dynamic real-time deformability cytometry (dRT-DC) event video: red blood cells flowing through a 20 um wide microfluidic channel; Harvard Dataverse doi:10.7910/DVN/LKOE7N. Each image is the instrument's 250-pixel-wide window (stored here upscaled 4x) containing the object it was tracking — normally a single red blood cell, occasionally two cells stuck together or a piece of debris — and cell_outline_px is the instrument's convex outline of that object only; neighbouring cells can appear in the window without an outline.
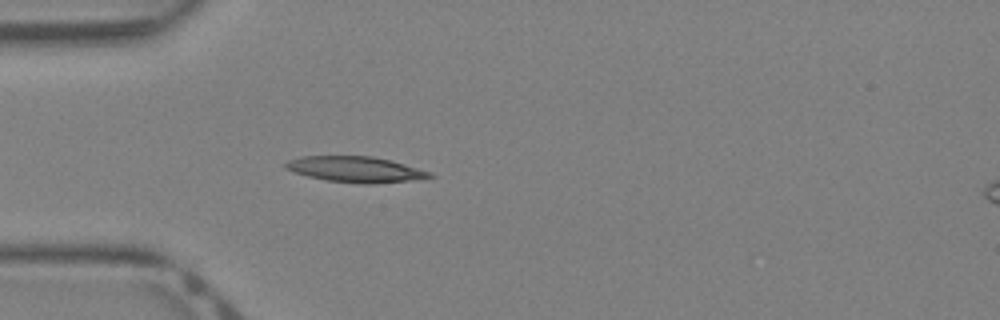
{"species": "Egyptian fruit bat (a non-hibernating species)", "species_latin": "Rousettus aegyptiacus", "temperature_condition": "warm", "stored_images_in_passage": 29, "camera_frame_rate_fps": 3000, "um_per_image_px": 0.085, "animal": {"sex": "female"}, "frame": {"image": 1, "passage_image": 4, "time_ms": 1.0, "image_size_px": [1000, 320], "cell_outline_px": [[432, 176], [408, 180], [368, 184], [364, 184], [328, 180], [308, 176], [284, 168], [284, 164], [288, 160], [300, 156], [372, 156], [392, 160], [432, 172]], "centroid_in_image_um": [30.18, 14.37], "position_along_channel_um": 54.8, "area_um2": 21.33}}
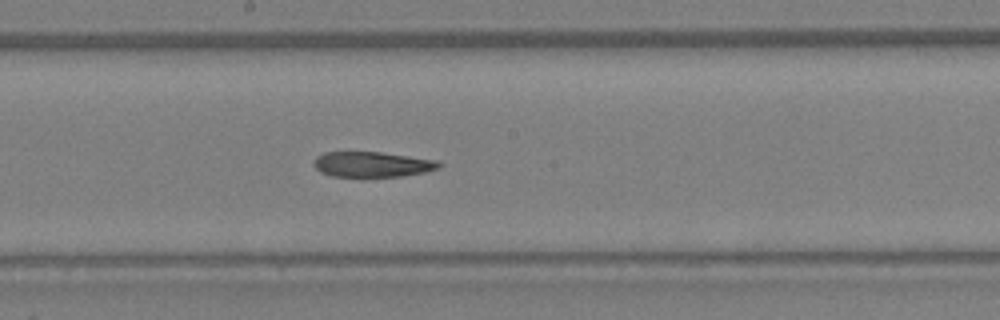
{"frame": {"image": 2, "passage_image": 14, "time_ms": 4.333, "image_size_px": [1000, 320], "cell_outline_px": [[440, 164], [436, 168], [424, 172], [400, 176], [332, 176], [320, 172], [312, 164], [316, 156], [324, 152], [380, 152], [436, 160]], "centroid_in_image_um": [31.55, 13.96], "position_along_channel_um": 216.6, "area_um2": 18.15}}
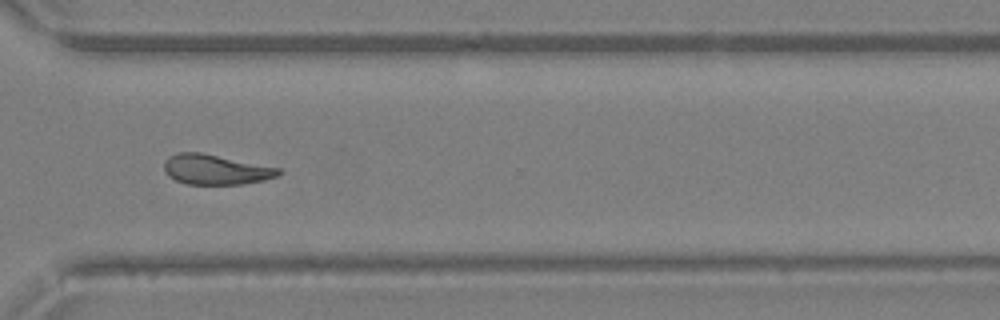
{"frame": {"image": 3, "passage_image": 22, "time_ms": 7.0, "image_size_px": [1000, 320], "cell_outline_px": [[284, 172], [276, 176], [264, 180], [240, 184], [188, 184], [176, 180], [168, 176], [164, 168], [164, 160], [168, 156], [176, 152], [200, 152], [280, 168]], "centroid_in_image_um": [18.31, 14.4], "position_along_channel_um": 352.3, "area_um2": 20.0}}